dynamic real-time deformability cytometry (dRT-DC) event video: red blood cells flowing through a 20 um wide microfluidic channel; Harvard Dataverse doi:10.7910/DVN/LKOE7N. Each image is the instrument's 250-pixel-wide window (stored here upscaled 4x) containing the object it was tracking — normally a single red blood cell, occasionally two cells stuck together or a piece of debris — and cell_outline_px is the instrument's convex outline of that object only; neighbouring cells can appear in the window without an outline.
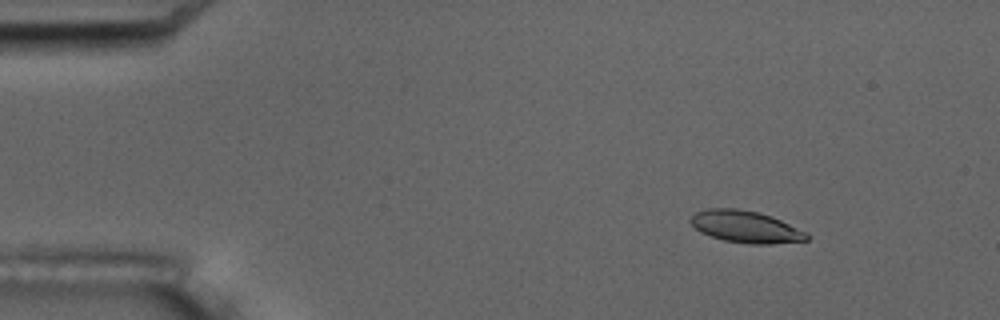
{"species": "common noctule bat (a hibernating species)", "species_latin": "Nyctalus noctula", "temperature_condition": "room temperature", "stored_images_in_passage": 5, "camera_frame_rate_fps": 3000, "um_per_image_px": 0.085, "animal": {"sex": "male", "body_mass_g": 17.5, "forearm_length_mm": 52.3}, "frame": {"image": 1, "passage_image": 3, "time_ms": 2.333, "image_size_px": [1000, 320], "cell_outline_px": [[808, 240], [772, 244], [748, 244], [724, 240], [700, 232], [688, 220], [696, 212], [708, 208], [736, 208], [760, 212], [772, 216], [808, 232]], "centroid_in_image_um": [63.4, 19.27], "position_along_channel_um": 21.6, "area_um2": 21.73}}